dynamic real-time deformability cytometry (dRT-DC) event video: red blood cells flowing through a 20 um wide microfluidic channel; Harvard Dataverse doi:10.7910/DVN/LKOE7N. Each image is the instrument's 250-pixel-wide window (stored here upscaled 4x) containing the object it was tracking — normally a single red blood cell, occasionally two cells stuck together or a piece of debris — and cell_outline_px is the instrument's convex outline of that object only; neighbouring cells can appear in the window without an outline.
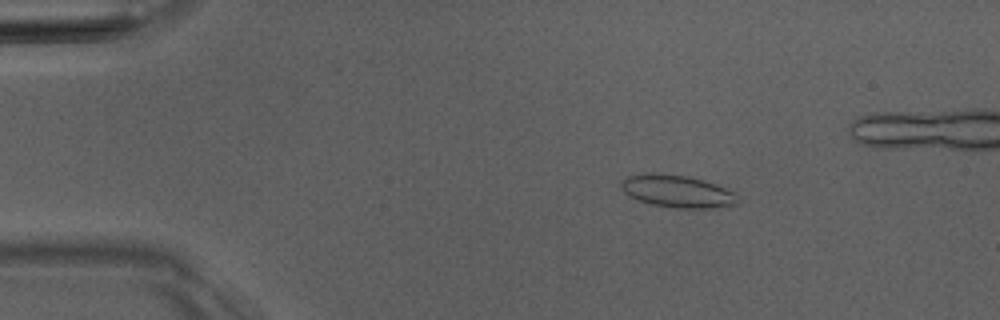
{"species": "Egyptian fruit bat (a non-hibernating species)", "species_latin": "Rousettus aegyptiacus", "temperature_condition": "room temperature", "stored_images_in_passage": 6, "camera_frame_rate_fps": 3000, "um_per_image_px": 0.085, "animal": {"sex": "male"}, "frame": {"image": 1, "passage_image": 3, "time_ms": 2.333, "image_size_px": [1000, 320], "cell_outline_px": [[740, 200], [736, 204], [716, 208], [672, 208], [648, 204], [636, 200], [628, 196], [620, 188], [620, 180], [628, 176], [652, 172], [688, 176], [716, 184], [732, 192]], "centroid_in_image_um": [57.5, 16.27], "position_along_channel_um": 27.5, "area_um2": 22.31}}